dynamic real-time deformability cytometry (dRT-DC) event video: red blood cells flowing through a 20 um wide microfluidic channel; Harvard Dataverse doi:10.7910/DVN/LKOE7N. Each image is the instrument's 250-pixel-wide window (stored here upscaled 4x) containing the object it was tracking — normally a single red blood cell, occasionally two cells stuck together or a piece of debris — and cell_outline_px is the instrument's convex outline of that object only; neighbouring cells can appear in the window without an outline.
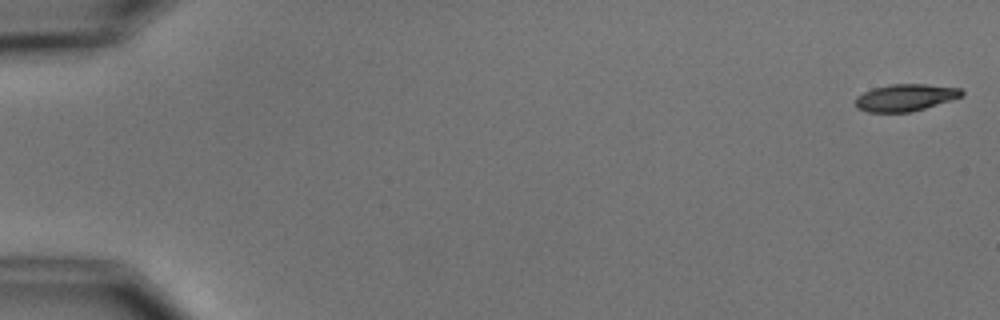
{"species": "common noctule bat (a hibernating species)", "species_latin": "Nyctalus noctula", "temperature_condition": "cold", "stored_images_in_passage": 6, "camera_frame_rate_fps": 3000, "um_per_image_px": 0.085, "animal": {"sex": "male", "body_mass_g": 15.6}, "frame": {"image": 1, "passage_image": 1, "time_ms": 0.0, "image_size_px": [1000, 320], "cell_outline_px": [[964, 92], [960, 96], [912, 112], [868, 112], [856, 108], [856, 96], [872, 88], [892, 84], [928, 84], [960, 88]], "centroid_in_image_um": [76.9, 8.29], "position_along_channel_um": 8.1, "area_um2": 16.53}}
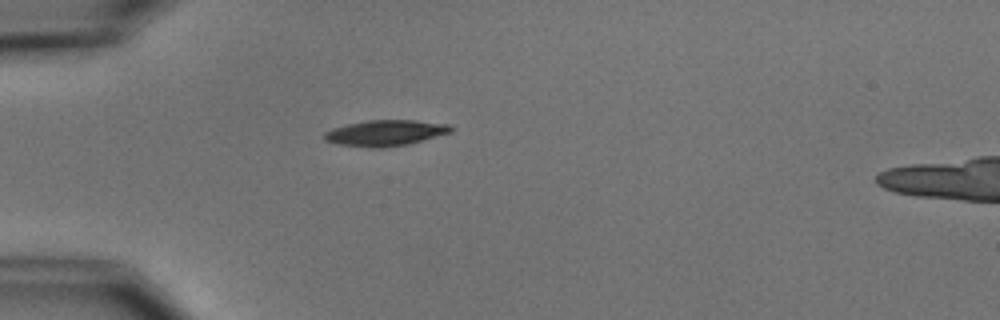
{"frame": {"image": 2, "passage_image": 5, "time_ms": 5.0, "image_size_px": [1000, 320], "cell_outline_px": [[452, 132], [408, 144], [380, 148], [372, 148], [340, 144], [324, 140], [324, 132], [332, 128], [348, 124], [368, 120], [416, 120], [448, 124], [452, 128]], "centroid_in_image_um": [32.75, 11.3], "position_along_channel_um": 52.2, "area_um2": 18.96}}